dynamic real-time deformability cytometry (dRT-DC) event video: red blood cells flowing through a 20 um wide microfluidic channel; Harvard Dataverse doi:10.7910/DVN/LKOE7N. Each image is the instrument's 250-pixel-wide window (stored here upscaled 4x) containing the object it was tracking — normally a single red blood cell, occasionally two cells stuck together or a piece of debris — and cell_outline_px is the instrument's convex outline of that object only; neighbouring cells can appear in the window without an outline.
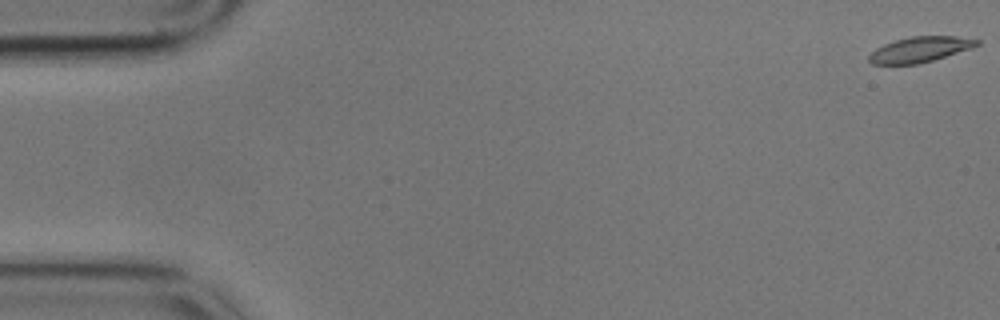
{"species": "common noctule bat (a hibernating species)", "species_latin": "Nyctalus noctula", "temperature_condition": "cold", "stored_images_in_passage": 21, "camera_frame_rate_fps": 3000, "um_per_image_px": 0.085, "animal": {"sex": "male", "body_mass_g": 17.9}, "frame": {"image": 1, "passage_image": 1, "time_ms": 0.0, "image_size_px": [1000, 320], "cell_outline_px": [[980, 44], [972, 48], [920, 64], [872, 64], [868, 60], [868, 56], [876, 48], [884, 44], [908, 36], [956, 36], [980, 40]], "centroid_in_image_um": [78.2, 4.2], "position_along_channel_um": 6.8, "area_um2": 16.01}}
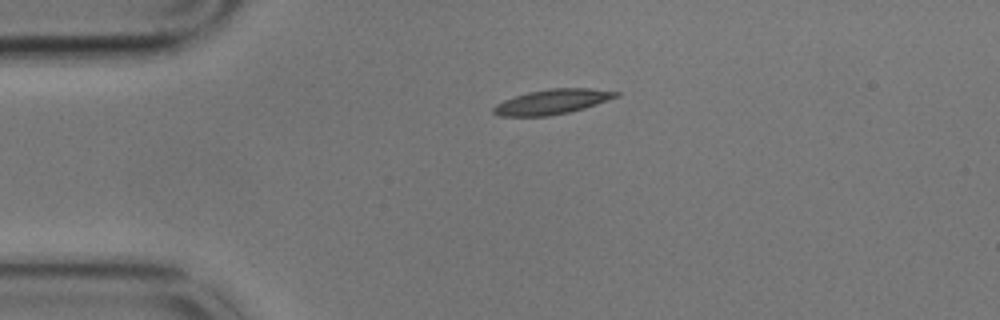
{"frame": {"image": 2, "passage_image": 13, "time_ms": 4.0, "image_size_px": [1000, 320], "cell_outline_px": [[620, 96], [584, 108], [568, 112], [548, 116], [496, 116], [492, 112], [492, 108], [496, 104], [504, 100], [528, 92], [552, 88], [592, 88], [620, 92]], "centroid_in_image_um": [46.93, 8.65], "position_along_channel_um": 38.1, "area_um2": 17.74}}